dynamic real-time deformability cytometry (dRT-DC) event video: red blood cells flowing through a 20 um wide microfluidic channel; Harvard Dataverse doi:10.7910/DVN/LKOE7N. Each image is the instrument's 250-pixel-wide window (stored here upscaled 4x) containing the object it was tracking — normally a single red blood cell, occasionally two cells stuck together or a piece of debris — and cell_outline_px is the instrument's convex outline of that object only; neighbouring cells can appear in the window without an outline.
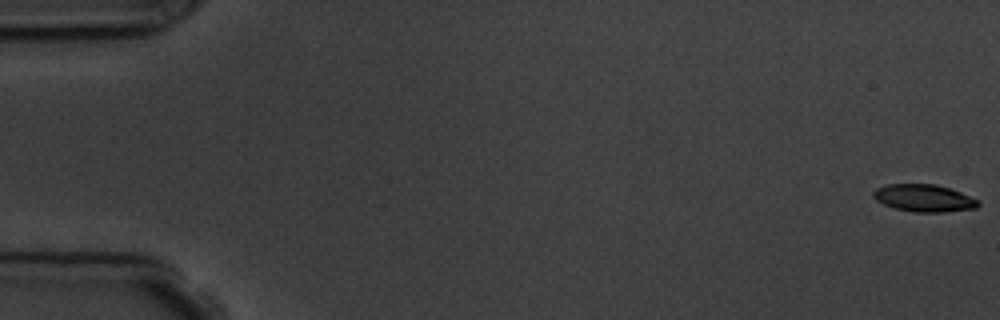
{"species": "common noctule bat (a hibernating species)", "species_latin": "Nyctalus noctula", "temperature_condition": "room temperature", "stored_images_in_passage": 7, "camera_frame_rate_fps": 3000, "um_per_image_px": 0.085, "animal": {"sex": "male", "body_mass_g": 19.5, "forearm_length_mm": 54.6}, "frame": {"image": 1, "passage_image": 1, "time_ms": 0.0, "image_size_px": [1000, 320], "cell_outline_px": [[980, 204], [976, 208], [944, 212], [912, 212], [896, 208], [884, 204], [876, 200], [872, 196], [872, 192], [876, 188], [884, 184], [936, 184], [960, 192], [980, 200]], "centroid_in_image_um": [78.53, 16.83], "position_along_channel_um": 6.5, "area_um2": 16.76}}
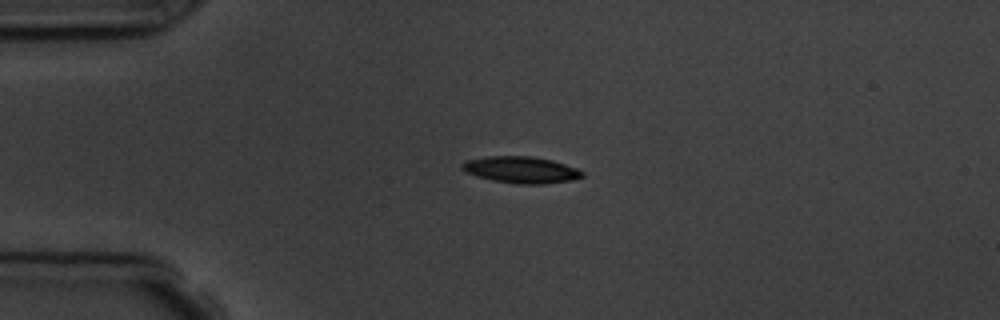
{"frame": {"image": 2, "passage_image": 5, "time_ms": 4.333, "image_size_px": [1000, 320], "cell_outline_px": [[584, 176], [572, 180], [544, 184], [516, 184], [492, 180], [476, 176], [464, 172], [460, 168], [460, 164], [464, 160], [488, 156], [532, 156], [552, 160], [576, 168], [584, 172]], "centroid_in_image_um": [44.24, 14.43], "position_along_channel_um": 40.8, "area_um2": 18.84}}